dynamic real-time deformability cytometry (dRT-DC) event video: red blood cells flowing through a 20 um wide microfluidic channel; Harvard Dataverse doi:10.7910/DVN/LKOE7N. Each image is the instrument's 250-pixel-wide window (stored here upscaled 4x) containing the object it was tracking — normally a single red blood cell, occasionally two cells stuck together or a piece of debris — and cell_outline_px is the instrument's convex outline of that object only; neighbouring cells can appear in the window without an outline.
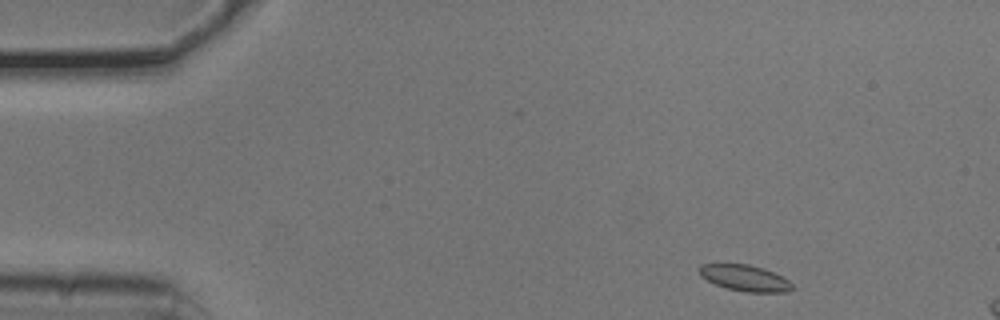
{"species": "common noctule bat (a hibernating species)", "species_latin": "Nyctalus noctula", "temperature_condition": "cold", "stored_images_in_passage": 8, "camera_frame_rate_fps": 3000, "um_per_image_px": 0.085, "animal": {"sex": "male", "body_mass_g": 20.5, "forearm_length_mm": 52.5}, "frame": {"image": 1, "passage_image": 1, "time_ms": 0.0, "image_size_px": [1000, 320], "cell_outline_px": [[792, 288], [788, 292], [744, 292], [728, 288], [716, 284], [700, 276], [700, 264], [748, 264], [764, 268], [788, 280], [792, 284]], "centroid_in_image_um": [63.32, 23.63], "position_along_channel_um": 21.7, "area_um2": 13.93}}